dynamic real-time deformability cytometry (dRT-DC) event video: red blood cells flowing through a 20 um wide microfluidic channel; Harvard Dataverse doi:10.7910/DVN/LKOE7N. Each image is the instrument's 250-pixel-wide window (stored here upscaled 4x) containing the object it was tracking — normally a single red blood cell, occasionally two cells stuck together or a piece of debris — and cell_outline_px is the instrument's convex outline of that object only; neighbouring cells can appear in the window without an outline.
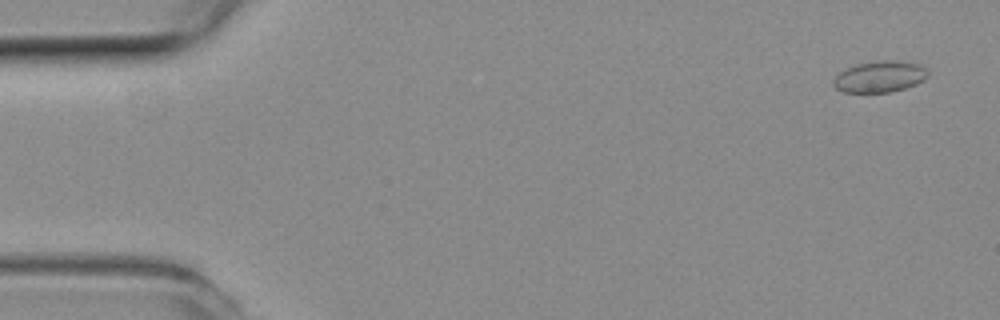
{"species": "common noctule bat (a hibernating species)", "species_latin": "Nyctalus noctula", "temperature_condition": "room temperature", "stored_images_in_passage": 52, "camera_frame_rate_fps": 3000, "um_per_image_px": 0.085, "animal": {"sex": "female", "body_mass_g": 19.3, "forearm_length_mm": 54.1}, "frame": {"image": 1, "passage_image": 3, "time_ms": 0.667, "image_size_px": [1000, 320], "cell_outline_px": [[928, 76], [924, 80], [916, 84], [904, 88], [888, 92], [840, 92], [832, 84], [832, 80], [840, 72], [856, 64], [880, 60], [896, 60], [920, 64], [928, 72]], "centroid_in_image_um": [74.77, 6.51], "position_along_channel_um": 10.2, "area_um2": 17.22}}
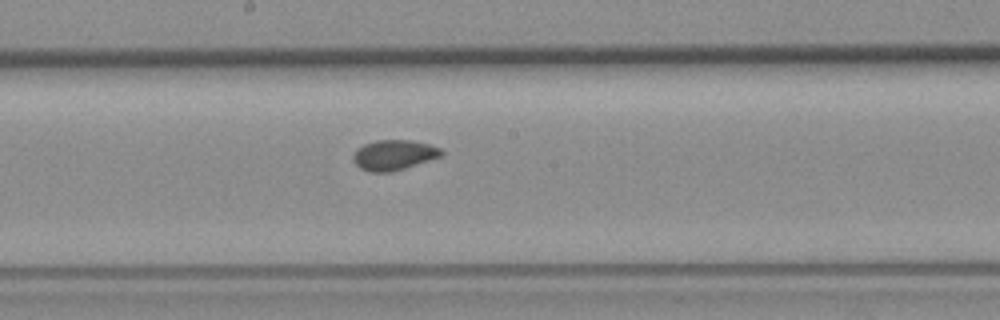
{"frame": {"image": 2, "passage_image": 28, "time_ms": 9.0, "image_size_px": [1000, 320], "cell_outline_px": [[444, 152], [440, 156], [392, 172], [368, 172], [360, 168], [352, 160], [352, 156], [364, 144], [376, 140], [412, 140], [428, 144], [440, 148]], "centroid_in_image_um": [33.45, 13.17], "position_along_channel_um": 214.7, "area_um2": 15.32}}
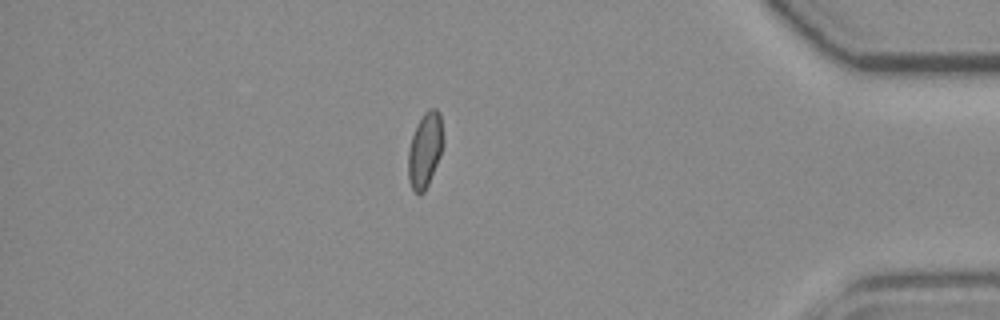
{"frame": {"image": 3, "passage_image": 45, "time_ms": 14.667, "image_size_px": [1000, 320], "cell_outline_px": [[444, 140], [440, 156], [428, 184], [424, 192], [420, 196], [412, 188], [408, 180], [408, 148], [416, 124], [424, 112], [428, 108], [436, 108], [440, 112]], "centroid_in_image_um": [36.12, 12.72], "position_along_channel_um": 399.1, "area_um2": 15.55}, "authors_computed_cell_mechanics": {"area_um2": 15.4904, "velocity_mm_per_s": 3.9815, "shape_relaxation_time_tau1_ms": 7.4839, "shape_relaxation_time_tau2_ms": 2.2613, "deformation_change_tau1": 0.1017, "deformation_change_tau2": 0.0389}}